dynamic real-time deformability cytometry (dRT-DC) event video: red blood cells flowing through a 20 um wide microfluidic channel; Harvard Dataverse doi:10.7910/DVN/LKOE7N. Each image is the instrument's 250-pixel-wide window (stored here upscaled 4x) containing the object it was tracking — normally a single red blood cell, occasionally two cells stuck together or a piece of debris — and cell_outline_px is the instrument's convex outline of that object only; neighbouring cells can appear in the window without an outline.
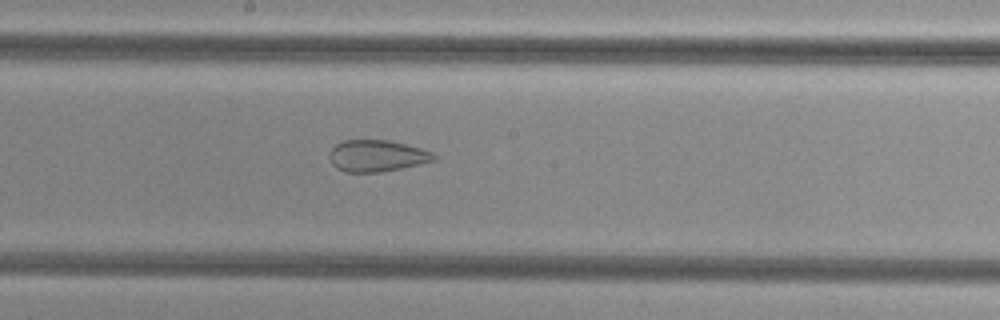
{"species": "common noctule bat (a hibernating species)", "species_latin": "Nyctalus noctula", "temperature_condition": "cold", "stored_images_in_passage": 48, "camera_frame_rate_fps": 3000, "um_per_image_px": 0.085, "animal": {"sex": "female", "body_mass_g": 29.2, "forearm_length_mm": 56.3}, "frame": {"image": 1, "passage_image": 28, "time_ms": 9.0, "image_size_px": [1000, 320], "cell_outline_px": [[436, 160], [420, 164], [380, 172], [344, 172], [336, 168], [332, 164], [328, 156], [328, 152], [336, 144], [344, 140], [388, 140], [420, 148], [432, 152], [436, 156]], "centroid_in_image_um": [32.0, 13.25], "position_along_channel_um": 216.2, "area_um2": 19.25}}
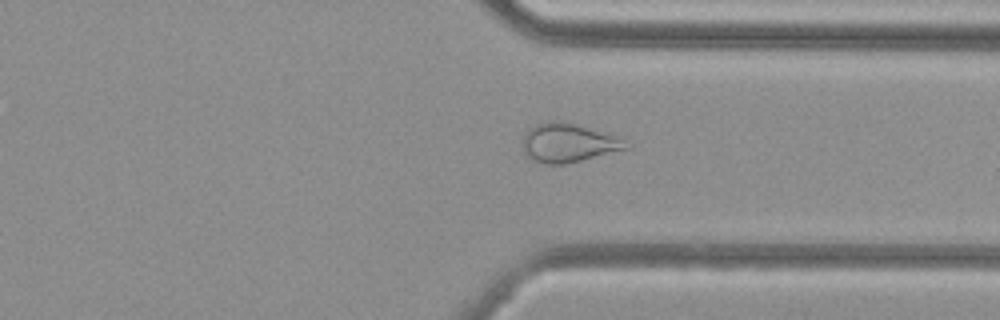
{"frame": {"image": 2, "passage_image": 39, "time_ms": 12.667, "image_size_px": [1000, 320], "cell_outline_px": [[628, 148], [564, 164], [548, 164], [536, 160], [528, 156], [524, 152], [520, 144], [524, 132], [528, 128], [536, 124], [548, 120], [564, 120], [616, 136], [624, 140]], "centroid_in_image_um": [48.21, 12.1], "position_along_channel_um": 363.2, "area_um2": 23.29}}
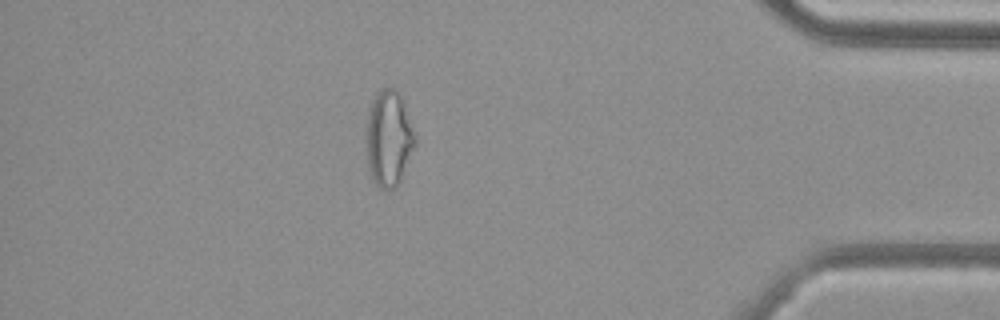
{"frame": {"image": 3, "passage_image": 45, "time_ms": 14.667, "image_size_px": [1000, 320], "cell_outline_px": [[416, 144], [400, 184], [396, 188], [388, 192], [384, 192], [372, 180], [368, 168], [364, 148], [364, 132], [368, 108], [376, 92], [380, 88], [396, 88], [404, 100], [416, 136]], "centroid_in_image_um": [33.01, 11.8], "position_along_channel_um": 402.2, "area_um2": 28.9}}